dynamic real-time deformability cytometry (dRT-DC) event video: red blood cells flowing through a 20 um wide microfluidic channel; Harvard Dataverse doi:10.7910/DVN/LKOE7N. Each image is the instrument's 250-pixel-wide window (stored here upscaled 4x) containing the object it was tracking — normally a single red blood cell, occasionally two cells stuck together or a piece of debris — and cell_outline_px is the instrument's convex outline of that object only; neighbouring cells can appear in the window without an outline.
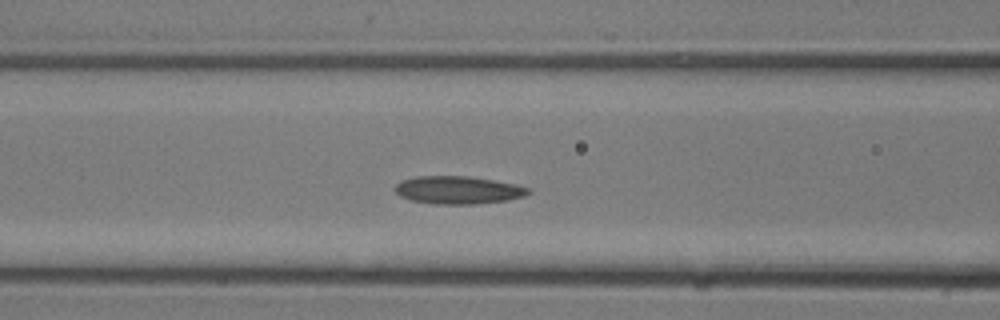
{"species": "common noctule bat (a hibernating species)", "species_latin": "Nyctalus noctula", "temperature_condition": "room temperature", "stored_images_in_passage": 15, "camera_frame_rate_fps": 3000, "um_per_image_px": 0.085, "animal": {"sex": "male", "body_mass_g": 13.3}, "frame": {"image": 1, "passage_image": 9, "time_ms": 2.667, "image_size_px": [1000, 320], "cell_outline_px": [[532, 192], [524, 196], [508, 200], [472, 204], [436, 204], [412, 200], [400, 196], [396, 192], [396, 184], [400, 180], [416, 176], [468, 176], [492, 180], [512, 184], [528, 188]], "centroid_in_image_um": [38.91, 16.15], "position_along_channel_um": 127.7, "area_um2": 21.39}}
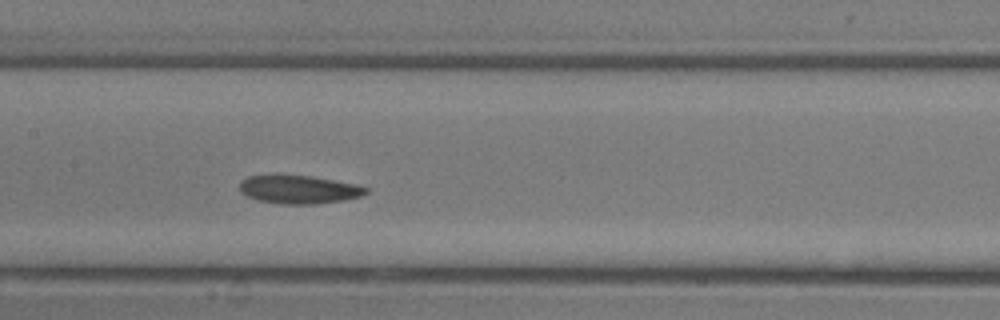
{"frame": {"image": 2, "passage_image": 11, "time_ms": 3.333, "image_size_px": [1000, 320], "cell_outline_px": [[368, 192], [360, 196], [344, 200], [316, 204], [280, 204], [260, 200], [248, 196], [240, 192], [240, 184], [248, 176], [312, 176], [360, 184], [368, 188]], "centroid_in_image_um": [25.49, 16.11], "position_along_channel_um": 181.9, "area_um2": 20.63}}
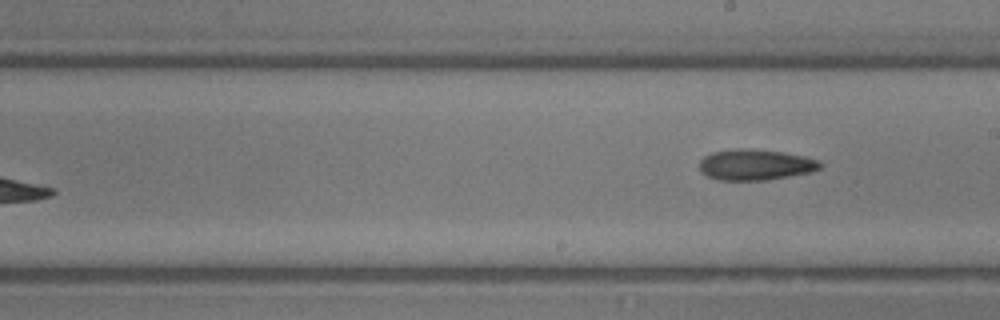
{"frame": {"image": 3, "passage_image": 15, "time_ms": 4.667, "image_size_px": [1000, 320], "cell_outline_px": [[824, 164], [820, 168], [812, 172], [768, 180], [720, 180], [708, 176], [700, 172], [700, 160], [704, 156], [712, 152], [740, 148], [744, 148], [784, 152], [804, 156], [820, 160]], "centroid_in_image_um": [64.24, 14.0], "position_along_channel_um": 224.8, "area_um2": 21.85}}